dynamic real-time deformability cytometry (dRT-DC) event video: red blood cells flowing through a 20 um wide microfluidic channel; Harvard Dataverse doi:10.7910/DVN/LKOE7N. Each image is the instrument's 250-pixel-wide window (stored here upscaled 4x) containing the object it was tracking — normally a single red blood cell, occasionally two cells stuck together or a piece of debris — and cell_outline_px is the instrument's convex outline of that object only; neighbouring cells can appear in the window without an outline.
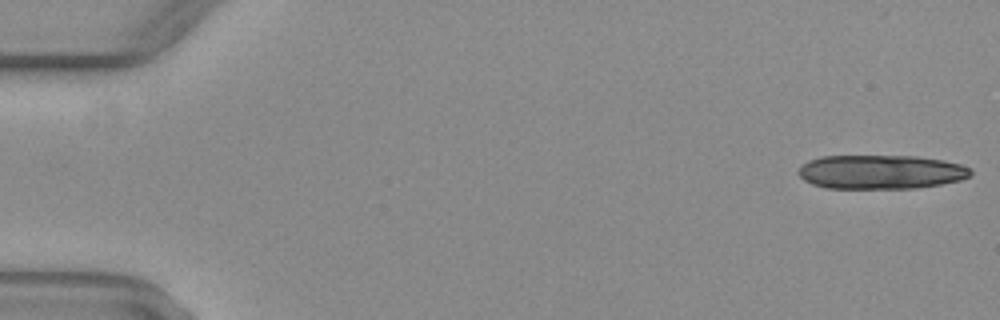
{"species": "common noctule bat (a hibernating species)", "species_latin": "Nyctalus noctula", "temperature_condition": "warm", "stored_images_in_passage": 12, "camera_frame_rate_fps": 3000, "um_per_image_px": 0.085, "animal": {"sex": "female", "body_mass_g": 29.2, "forearm_length_mm": 56.3}, "frame": {"image": 1, "passage_image": 1, "time_ms": 0.0, "image_size_px": [1000, 320], "cell_outline_px": [[972, 172], [968, 176], [960, 180], [940, 184], [916, 188], [824, 188], [812, 184], [804, 180], [796, 172], [800, 164], [808, 160], [820, 156], [916, 156], [944, 160], [960, 164], [968, 168]], "centroid_in_image_um": [74.8, 14.61], "position_along_channel_um": 10.2, "area_um2": 34.33}}